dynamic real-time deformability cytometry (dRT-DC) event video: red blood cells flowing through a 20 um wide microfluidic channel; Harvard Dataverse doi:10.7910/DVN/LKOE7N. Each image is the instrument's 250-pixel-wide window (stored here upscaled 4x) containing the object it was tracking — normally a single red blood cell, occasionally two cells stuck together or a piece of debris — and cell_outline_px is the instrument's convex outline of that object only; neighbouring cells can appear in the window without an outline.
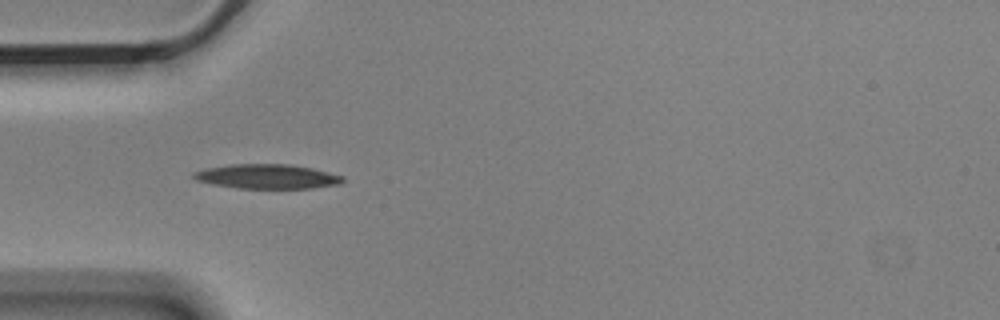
{"species": "Egyptian fruit bat (a non-hibernating species)", "species_latin": "Rousettus aegyptiacus", "temperature_condition": "cold", "stored_images_in_passage": 3, "camera_frame_rate_fps": 3000, "um_per_image_px": 0.085, "animal": {"sex": "male"}, "frame": {"image": 1, "passage_image": 1, "time_ms": 0.0, "image_size_px": [1000, 320], "cell_outline_px": [[344, 180], [340, 184], [312, 188], [236, 188], [212, 184], [196, 180], [192, 176], [192, 172], [208, 168], [232, 164], [288, 164], [312, 168], [344, 176]], "centroid_in_image_um": [22.71, 15.0], "position_along_channel_um": 62.3, "area_um2": 21.21}}
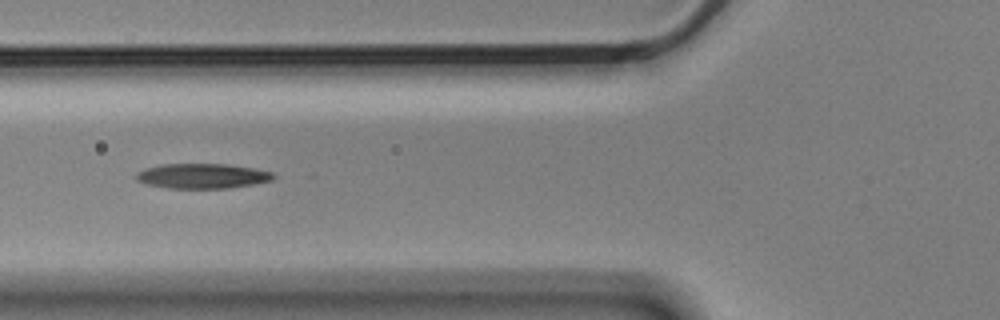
{"frame": {"image": 2, "passage_image": 2, "time_ms": 0.333, "image_size_px": [1000, 320], "cell_outline_px": [[276, 176], [272, 180], [252, 184], [228, 188], [168, 188], [144, 184], [136, 180], [136, 172], [144, 168], [164, 164], [228, 164], [256, 168], [272, 172]], "centroid_in_image_um": [17.18, 14.95], "position_along_channel_um": 108.6, "area_um2": 20.06}}
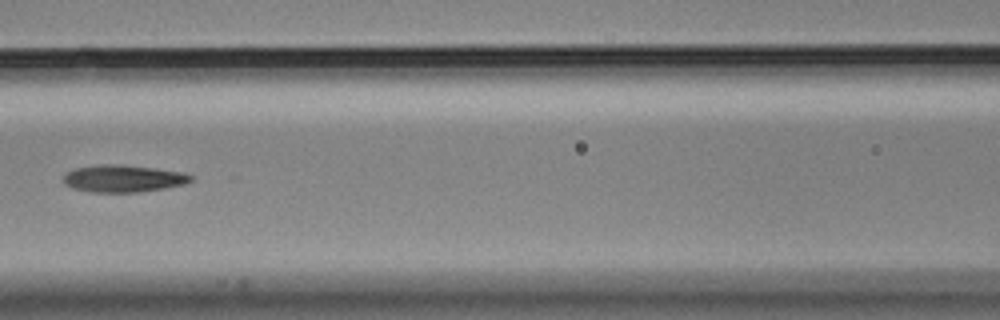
{"frame": {"image": 3, "passage_image": 3, "time_ms": 0.667, "image_size_px": [1000, 320], "cell_outline_px": [[192, 180], [184, 184], [164, 188], [140, 192], [92, 192], [72, 188], [64, 184], [60, 180], [68, 172], [76, 168], [96, 164], [120, 164], [156, 168], [184, 172], [192, 176]], "centroid_in_image_um": [10.45, 15.17], "position_along_channel_um": 156.2, "area_um2": 20.35}}